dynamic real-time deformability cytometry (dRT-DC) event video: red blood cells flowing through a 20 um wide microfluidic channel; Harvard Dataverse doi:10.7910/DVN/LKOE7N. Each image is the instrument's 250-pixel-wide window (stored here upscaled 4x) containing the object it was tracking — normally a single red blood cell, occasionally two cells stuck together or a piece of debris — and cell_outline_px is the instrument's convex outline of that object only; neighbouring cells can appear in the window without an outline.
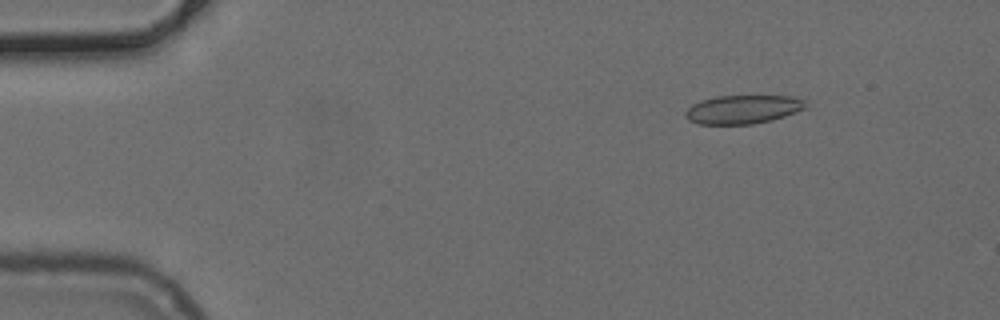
{"species": "common noctule bat (a hibernating species)", "species_latin": "Nyctalus noctula", "temperature_condition": "cold", "stored_images_in_passage": 51, "camera_frame_rate_fps": 3000, "um_per_image_px": 0.085, "animal": {"sex": "female", "body_mass_g": 24.6, "forearm_length_mm": 56.2}, "frame": {"image": 1, "passage_image": 7, "time_ms": 2.0, "image_size_px": [1000, 320], "cell_outline_px": [[804, 108], [784, 116], [772, 120], [752, 124], [700, 124], [688, 120], [684, 116], [684, 112], [692, 104], [700, 100], [716, 96], [792, 96], [804, 100]], "centroid_in_image_um": [63.08, 9.3], "position_along_channel_um": 21.9, "area_um2": 19.94}}
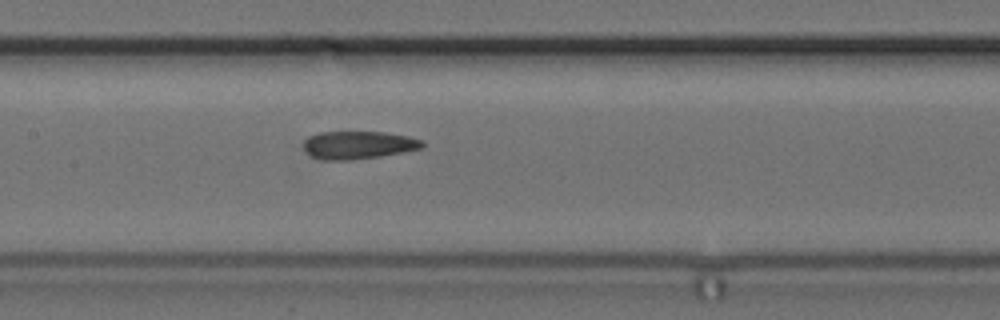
{"frame": {"image": 2, "passage_image": 25, "time_ms": 8.0, "image_size_px": [1000, 320], "cell_outline_px": [[424, 148], [404, 152], [380, 156], [352, 160], [320, 160], [304, 152], [304, 140], [308, 136], [320, 132], [384, 132], [408, 136], [424, 140]], "centroid_in_image_um": [30.46, 12.33], "position_along_channel_um": 176.9, "area_um2": 19.54}}
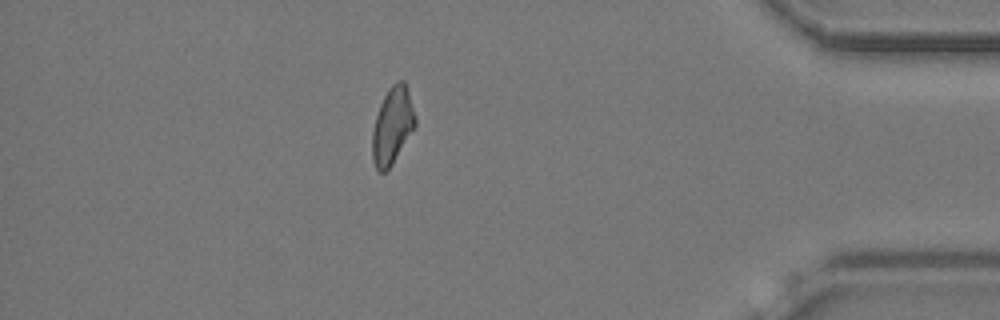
{"frame": {"image": 3, "passage_image": 45, "time_ms": 14.667, "image_size_px": [1000, 320], "cell_outline_px": [[416, 124], [392, 164], [384, 172], [380, 172], [376, 168], [372, 160], [372, 132], [376, 116], [380, 104], [388, 88], [392, 84], [400, 80], [404, 80], [416, 116]], "centroid_in_image_um": [33.34, 10.67], "position_along_channel_um": 401.9, "area_um2": 18.96}}